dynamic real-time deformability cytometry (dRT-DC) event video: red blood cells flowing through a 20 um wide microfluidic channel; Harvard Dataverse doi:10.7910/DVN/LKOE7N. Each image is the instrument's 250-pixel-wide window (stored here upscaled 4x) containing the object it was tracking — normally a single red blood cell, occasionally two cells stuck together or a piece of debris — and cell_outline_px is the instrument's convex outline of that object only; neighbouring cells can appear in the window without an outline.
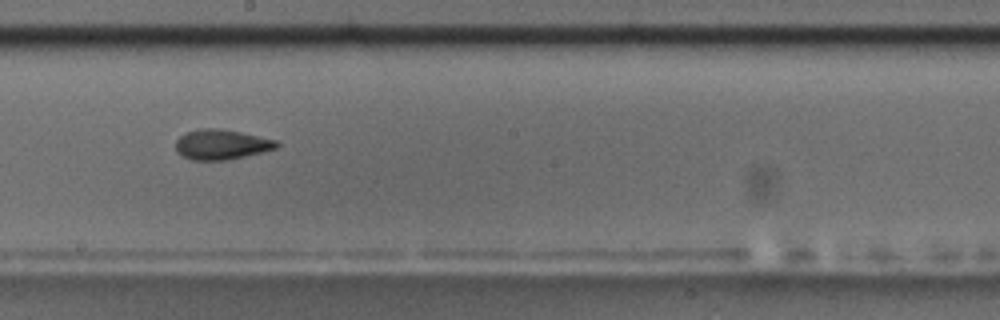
{"species": "common noctule bat (a hibernating species)", "species_latin": "Nyctalus noctula", "temperature_condition": "room temperature", "stored_images_in_passage": 12, "camera_frame_rate_fps": 3000, "um_per_image_px": 0.085, "animal": {"sex": "male", "body_mass_g": 17.5, "forearm_length_mm": 52.3}, "frame": {"image": 1, "passage_image": 6, "time_ms": 1.667, "image_size_px": [1000, 320], "cell_outline_px": [[280, 144], [276, 148], [264, 152], [228, 160], [192, 160], [176, 152], [176, 140], [184, 132], [200, 128], [220, 128], [240, 132], [276, 140]], "centroid_in_image_um": [18.81, 12.28], "position_along_channel_um": 229.4, "area_um2": 17.8}}